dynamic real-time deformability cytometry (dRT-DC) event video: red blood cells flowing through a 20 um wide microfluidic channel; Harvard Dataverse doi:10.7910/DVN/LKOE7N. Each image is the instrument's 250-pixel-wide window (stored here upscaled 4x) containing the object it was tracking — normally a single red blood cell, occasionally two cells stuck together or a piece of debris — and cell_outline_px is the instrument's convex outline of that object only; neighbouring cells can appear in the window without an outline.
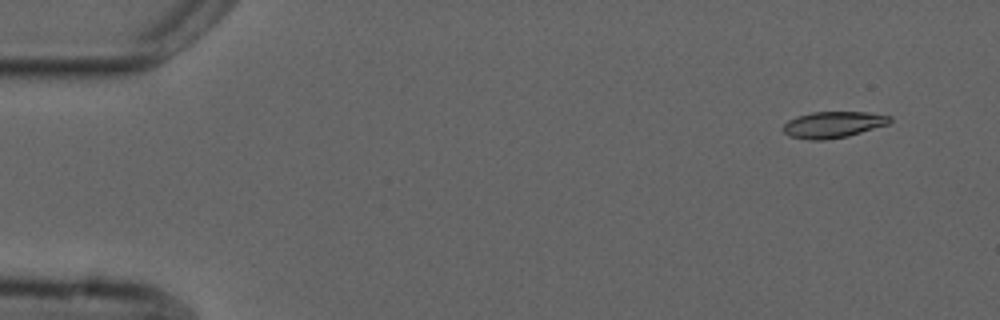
{"species": "common noctule bat (a hibernating species)", "species_latin": "Nyctalus noctula", "temperature_condition": "cold", "stored_images_in_passage": 8, "camera_frame_rate_fps": 3000, "um_per_image_px": 0.085, "animal": {"sex": "male", "forearm_length_mm": 52.5}, "frame": {"image": 1, "passage_image": 1, "time_ms": 0.0, "image_size_px": [1000, 320], "cell_outline_px": [[892, 120], [888, 124], [848, 136], [824, 140], [808, 140], [788, 136], [780, 128], [788, 120], [796, 116], [812, 112], [868, 112], [892, 116]], "centroid_in_image_um": [70.78, 10.59], "position_along_channel_um": 14.2, "area_um2": 16.53}}
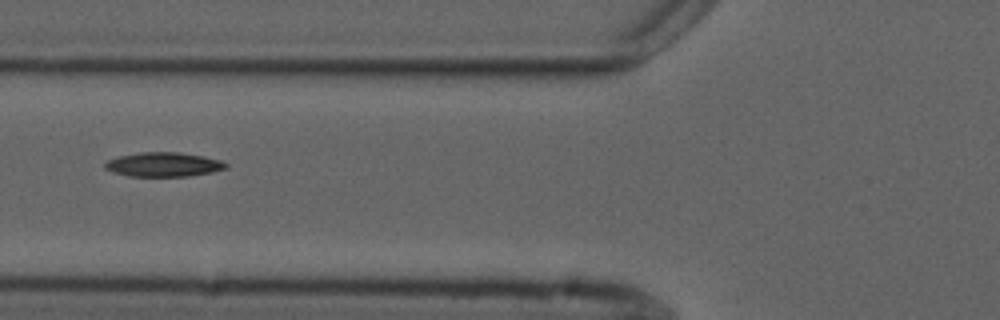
{"frame": {"image": 2, "passage_image": 5, "time_ms": 5.667, "image_size_px": [1000, 320], "cell_outline_px": [[228, 168], [212, 172], [188, 176], [128, 176], [112, 172], [104, 168], [104, 164], [108, 160], [120, 156], [140, 152], [180, 152], [204, 156], [220, 160], [228, 164]], "centroid_in_image_um": [13.91, 13.98], "position_along_channel_um": 111.9, "area_um2": 17.17}}
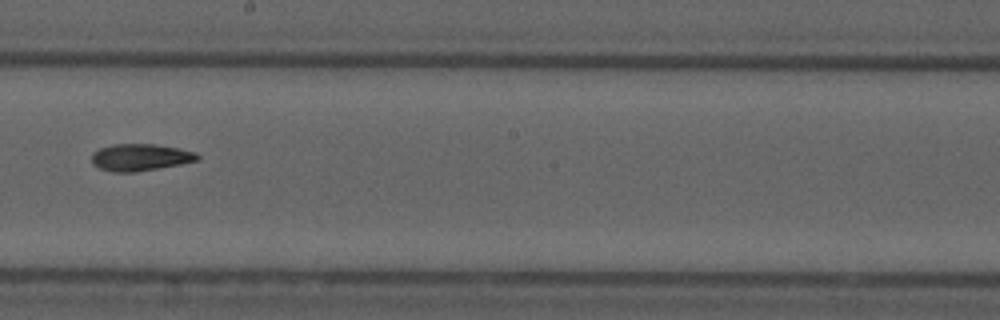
{"frame": {"image": 3, "passage_image": 8, "time_ms": 9.0, "image_size_px": [1000, 320], "cell_outline_px": [[200, 160], [180, 164], [136, 172], [112, 172], [100, 168], [92, 164], [92, 152], [100, 148], [112, 144], [156, 144], [180, 148], [196, 152], [200, 156]], "centroid_in_image_um": [11.94, 13.37], "position_along_channel_um": 236.3, "area_um2": 16.76}}